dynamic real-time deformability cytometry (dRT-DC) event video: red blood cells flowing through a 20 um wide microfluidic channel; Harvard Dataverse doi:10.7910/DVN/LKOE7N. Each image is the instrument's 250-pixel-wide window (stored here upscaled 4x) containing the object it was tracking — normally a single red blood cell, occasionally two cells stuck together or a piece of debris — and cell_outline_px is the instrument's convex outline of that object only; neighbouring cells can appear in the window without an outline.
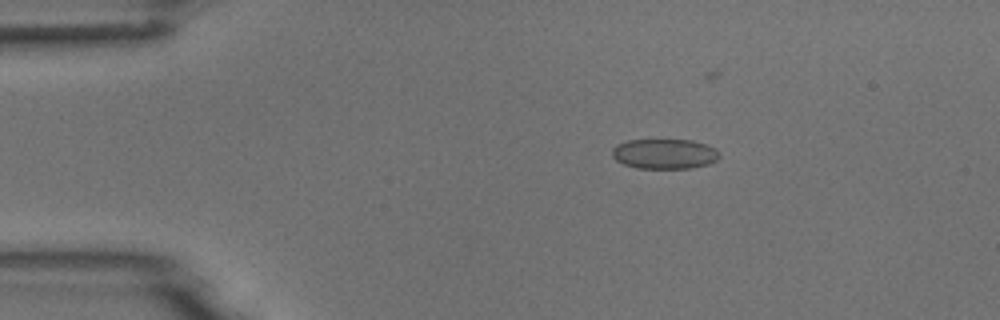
{"species": "common noctule bat (a hibernating species)", "species_latin": "Nyctalus noctula", "temperature_condition": "room temperature", "stored_images_in_passage": 7, "camera_frame_rate_fps": 3000, "um_per_image_px": 0.085, "animal": {"sex": "male", "body_mass_g": 18.8}, "frame": {"image": 1, "passage_image": 2, "time_ms": 1.333, "image_size_px": [1000, 320], "cell_outline_px": [[720, 156], [716, 160], [708, 164], [692, 168], [636, 168], [624, 164], [616, 160], [612, 156], [612, 148], [616, 144], [628, 140], [692, 140], [716, 148], [720, 152]], "centroid_in_image_um": [56.48, 13.08], "position_along_channel_um": 28.5, "area_um2": 18.84}}
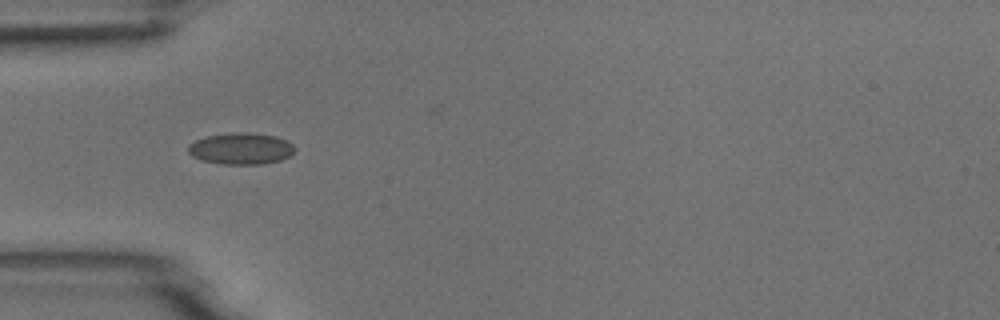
{"frame": {"image": 2, "passage_image": 4, "time_ms": 3.667, "image_size_px": [1000, 320], "cell_outline_px": [[296, 148], [288, 156], [280, 160], [264, 164], [220, 164], [200, 160], [192, 156], [188, 152], [188, 144], [196, 140], [208, 136], [232, 132], [248, 132], [276, 136], [292, 144]], "centroid_in_image_um": [20.45, 12.63], "position_along_channel_um": 64.6, "area_um2": 19.59}}